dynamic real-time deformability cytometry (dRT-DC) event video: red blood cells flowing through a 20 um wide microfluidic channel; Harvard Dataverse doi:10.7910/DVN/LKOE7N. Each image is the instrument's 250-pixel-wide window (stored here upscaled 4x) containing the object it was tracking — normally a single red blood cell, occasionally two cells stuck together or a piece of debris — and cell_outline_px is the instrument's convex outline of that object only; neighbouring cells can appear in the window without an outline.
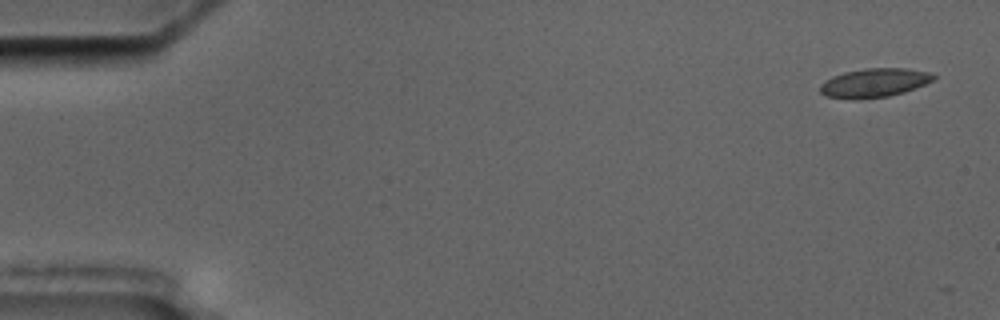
{"species": "common noctule bat (a hibernating species)", "species_latin": "Nyctalus noctula", "temperature_condition": "cold", "stored_images_in_passage": 3, "camera_frame_rate_fps": 3000, "um_per_image_px": 0.085, "animal": {"sex": "male", "body_mass_g": 17.5, "forearm_length_mm": 52.3}, "frame": {"image": 1, "passage_image": 1, "time_ms": 0.0, "image_size_px": [1000, 320], "cell_outline_px": [[936, 76], [932, 80], [924, 84], [904, 92], [888, 96], [856, 100], [852, 100], [824, 96], [820, 92], [820, 84], [824, 80], [832, 76], [844, 72], [864, 68], [908, 68], [932, 72]], "centroid_in_image_um": [74.27, 7.04], "position_along_channel_um": 10.7, "area_um2": 19.36}}